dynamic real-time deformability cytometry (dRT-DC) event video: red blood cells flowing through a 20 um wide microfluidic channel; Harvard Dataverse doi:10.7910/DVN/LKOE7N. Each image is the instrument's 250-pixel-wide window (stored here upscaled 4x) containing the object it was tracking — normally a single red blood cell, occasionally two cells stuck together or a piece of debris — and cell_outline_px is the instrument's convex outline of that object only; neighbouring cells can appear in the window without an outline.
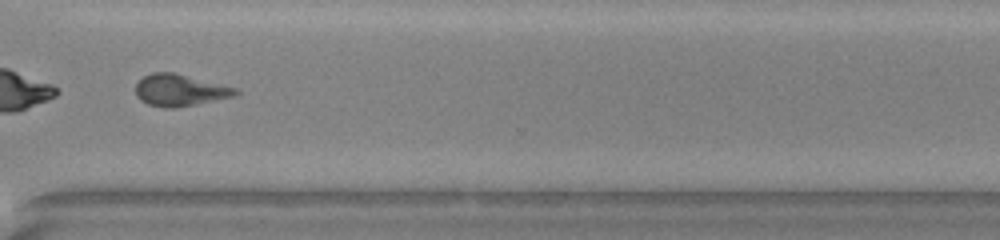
{"species": "common noctule bat (a hibernating species)", "species_latin": "Nyctalus noctula", "temperature_condition": "warm", "stored_images_in_passage": 51, "camera_frame_rate_fps": 3000, "um_per_image_px": 0.085, "animal": {"sex": "male", "body_mass_g": 20.0, "forearm_length_mm": 53.3}, "frame": {"image": 1, "passage_image": 39, "time_ms": 12.667, "image_size_px": [1000, 240], "cell_outline_px": [[240, 92], [236, 96], [176, 108], [164, 108], [148, 104], [140, 100], [136, 96], [136, 84], [144, 76], [152, 72], [172, 72], [236, 88]], "centroid_in_image_um": [15.27, 7.68], "position_along_channel_um": 355.3, "area_um2": 18.38}, "authors_computed_cell_mechanics": {"area_um2": 20.23, "velocity_mm_per_s": 4.1547, "shape_relaxation_time_tau1_ms": 5.7437, "shape_relaxation_time_tau2_ms": 4.0371, "deformation_change_tau1": 0.1864, "deformation_change_tau2": 0.1395}}